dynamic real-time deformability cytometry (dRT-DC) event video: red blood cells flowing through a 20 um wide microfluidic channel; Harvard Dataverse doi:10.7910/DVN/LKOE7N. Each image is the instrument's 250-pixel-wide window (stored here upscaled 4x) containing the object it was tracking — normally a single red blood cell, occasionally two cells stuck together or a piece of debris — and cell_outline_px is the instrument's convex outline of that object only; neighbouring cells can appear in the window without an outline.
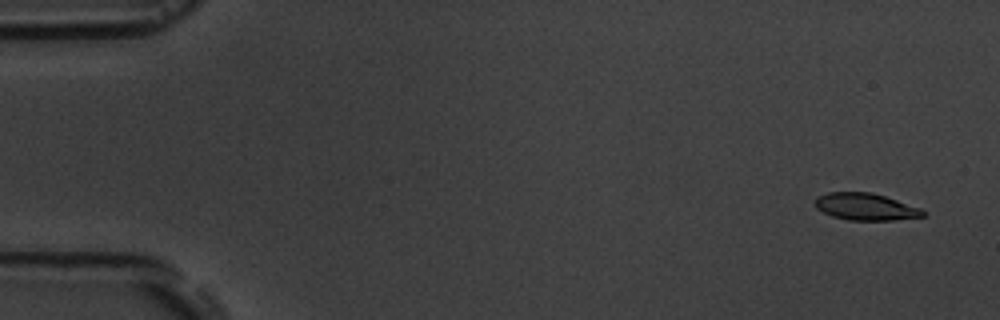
{"species": "common noctule bat (a hibernating species)", "species_latin": "Nyctalus noctula", "temperature_condition": "room temperature", "stored_images_in_passage": 5, "camera_frame_rate_fps": 3000, "um_per_image_px": 0.085, "animal": {"sex": "male", "body_mass_g": 19.5, "forearm_length_mm": 54.6}, "frame": {"image": 1, "passage_image": 1, "time_ms": 0.0, "image_size_px": [1000, 320], "cell_outline_px": [[924, 216], [892, 220], [848, 220], [832, 216], [816, 208], [816, 196], [828, 192], [872, 192], [920, 208], [924, 212]], "centroid_in_image_um": [73.54, 17.57], "position_along_channel_um": 11.5, "area_um2": 16.76}}
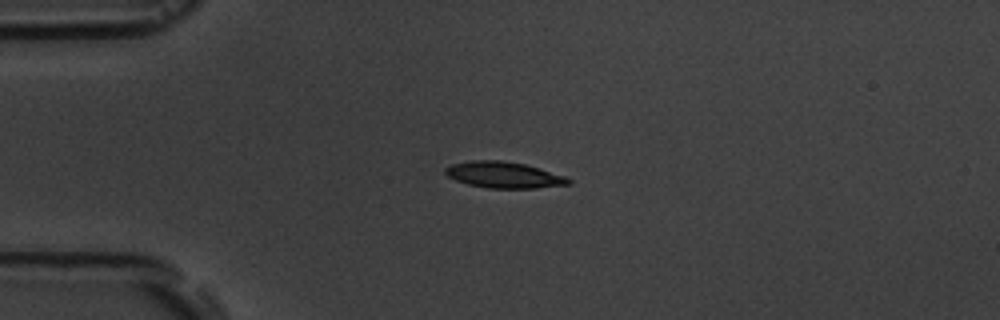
{"frame": {"image": 2, "passage_image": 4, "time_ms": 3.667, "image_size_px": [1000, 320], "cell_outline_px": [[572, 184], [536, 188], [488, 188], [468, 184], [456, 180], [448, 176], [444, 172], [444, 168], [452, 164], [472, 160], [500, 160], [524, 164], [564, 176], [572, 180]], "centroid_in_image_um": [42.81, 14.87], "position_along_channel_um": 42.2, "area_um2": 18.67}}